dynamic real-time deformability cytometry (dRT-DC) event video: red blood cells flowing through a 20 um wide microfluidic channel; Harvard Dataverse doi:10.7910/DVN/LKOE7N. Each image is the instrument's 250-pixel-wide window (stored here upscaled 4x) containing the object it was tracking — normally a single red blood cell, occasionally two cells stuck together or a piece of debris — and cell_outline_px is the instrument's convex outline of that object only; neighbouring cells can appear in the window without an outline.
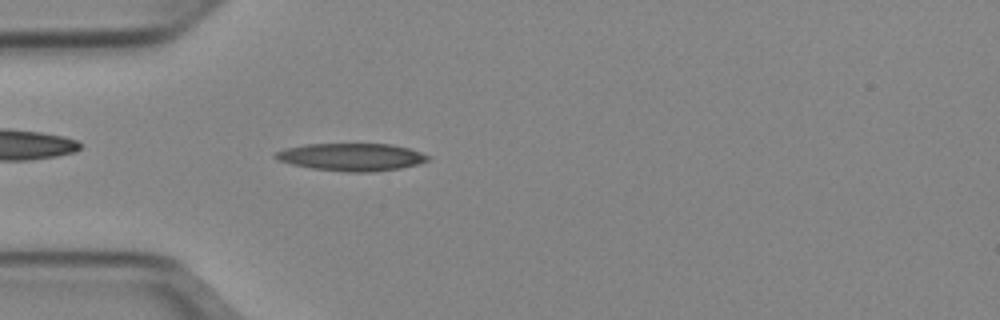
{"species": "Egyptian fruit bat (a non-hibernating species)", "species_latin": "Rousettus aegyptiacus", "temperature_condition": "cold", "stored_images_in_passage": 41, "camera_frame_rate_fps": 3000, "um_per_image_px": 0.085, "animal": {"sex": "female"}, "frame": {"image": 1, "passage_image": 5, "time_ms": 1.333, "image_size_px": [1000, 320], "cell_outline_px": [[432, 156], [428, 160], [420, 164], [400, 168], [372, 172], [344, 172], [312, 168], [292, 164], [276, 160], [272, 156], [276, 152], [284, 148], [304, 144], [392, 144], [408, 148]], "centroid_in_image_um": [29.87, 13.35], "position_along_channel_um": 55.1, "area_um2": 24.68}}
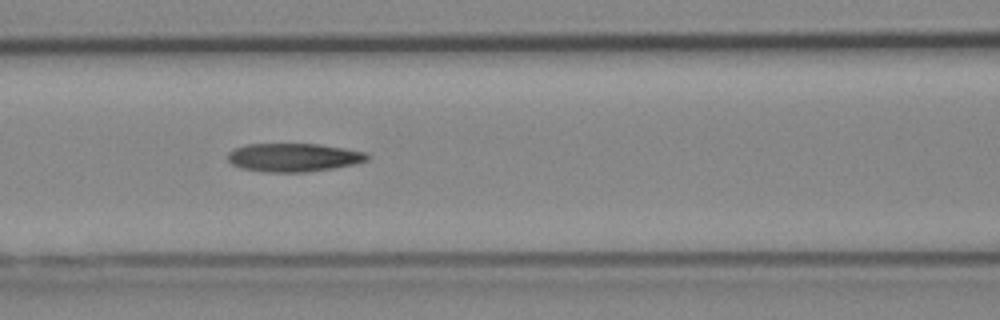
{"frame": {"image": 2, "passage_image": 12, "time_ms": 3.667, "image_size_px": [1000, 320], "cell_outline_px": [[368, 160], [356, 164], [332, 168], [304, 172], [260, 172], [240, 168], [232, 164], [228, 160], [228, 152], [236, 148], [248, 144], [320, 144], [344, 148], [364, 152], [368, 156]], "centroid_in_image_um": [24.93, 13.39], "position_along_channel_um": 141.7, "area_um2": 23.06}}
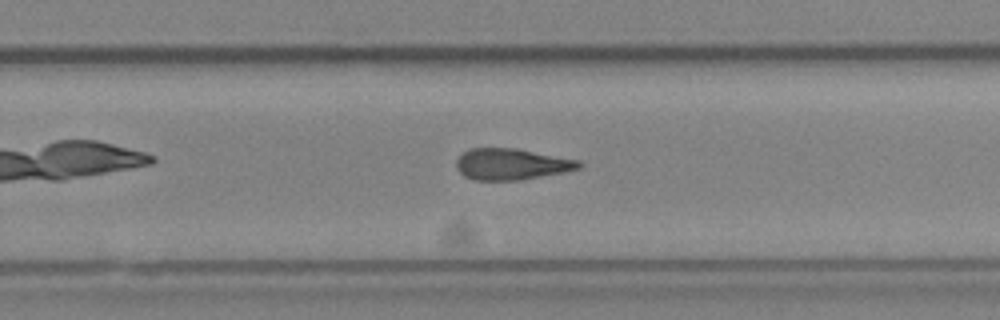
{"frame": {"image": 3, "passage_image": 23, "time_ms": 7.333, "image_size_px": [1000, 320], "cell_outline_px": [[584, 164], [580, 168], [564, 172], [520, 180], [476, 180], [464, 176], [456, 168], [456, 160], [468, 148], [516, 148], [580, 160]], "centroid_in_image_um": [43.49, 13.95], "position_along_channel_um": 286.3, "area_um2": 22.43}, "authors_computed_cell_mechanics": {"area_um2": 22.5998, "velocity_mm_per_s": 3.9655, "shape_relaxation_time_tau1_ms": null, "shape_relaxation_time_tau2_ms": 6.263, "deformation_change_tau1": null, "deformation_change_tau2": 0.186}}